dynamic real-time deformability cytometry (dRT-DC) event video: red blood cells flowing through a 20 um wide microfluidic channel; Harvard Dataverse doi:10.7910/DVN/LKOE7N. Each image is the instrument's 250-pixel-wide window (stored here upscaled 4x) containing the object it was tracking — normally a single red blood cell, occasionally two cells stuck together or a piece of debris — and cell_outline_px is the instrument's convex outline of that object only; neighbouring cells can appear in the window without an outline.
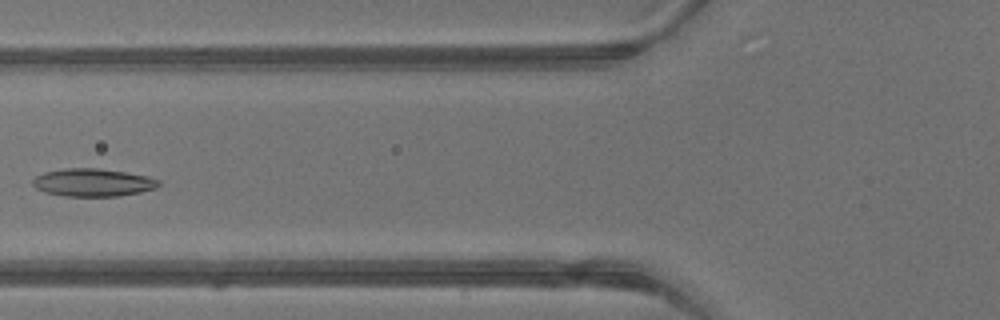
{"species": "common noctule bat (a hibernating species)", "species_latin": "Nyctalus noctula", "temperature_condition": "warm", "stored_images_in_passage": 5, "camera_frame_rate_fps": 3000, "um_per_image_px": 0.085, "animal": {"sex": "male", "body_mass_g": 13.3}, "frame": {"image": 1, "passage_image": 5, "time_ms": 1.333, "image_size_px": [1000, 320], "cell_outline_px": [[160, 184], [156, 188], [140, 192], [116, 196], [64, 196], [44, 192], [36, 188], [32, 184], [32, 180], [36, 176], [44, 172], [64, 168], [96, 168], [124, 172], [148, 176], [160, 180]], "centroid_in_image_um": [7.88, 15.51], "position_along_channel_um": 117.9, "area_um2": 20.4}}